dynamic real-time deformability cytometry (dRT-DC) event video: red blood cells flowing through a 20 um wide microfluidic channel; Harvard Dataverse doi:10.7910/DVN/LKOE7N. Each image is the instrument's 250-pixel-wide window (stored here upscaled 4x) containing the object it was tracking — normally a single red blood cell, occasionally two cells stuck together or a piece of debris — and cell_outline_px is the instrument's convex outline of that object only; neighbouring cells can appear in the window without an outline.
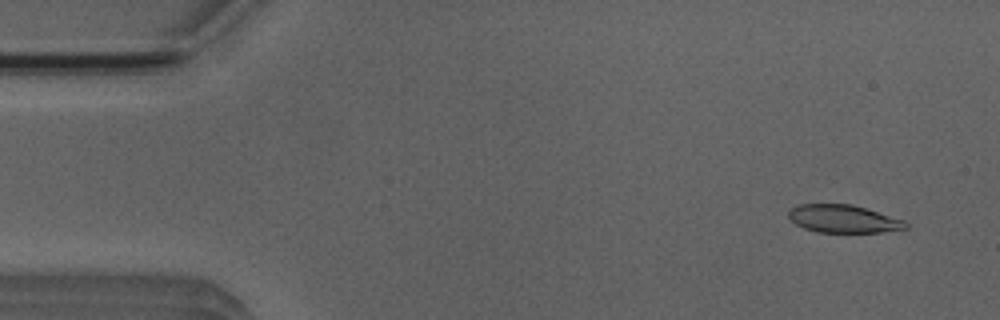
{"species": "Egyptian fruit bat (a non-hibernating species)", "species_latin": "Rousettus aegyptiacus", "temperature_condition": "room temperature", "stored_images_in_passage": 5, "segment_of_instrument_passage": [1, 2], "camera_frame_rate_fps": 3000, "um_per_image_px": 0.085, "animal": {"sex": "male"}, "frame": {"image": 1, "passage_image": 1, "time_ms": 0.0, "image_size_px": [1000, 320], "cell_outline_px": [[908, 228], [880, 232], [816, 232], [804, 228], [796, 224], [788, 216], [788, 212], [792, 208], [800, 204], [852, 204], [904, 220], [908, 224]], "centroid_in_image_um": [71.68, 18.6], "position_along_channel_um": 13.3, "area_um2": 18.84}}